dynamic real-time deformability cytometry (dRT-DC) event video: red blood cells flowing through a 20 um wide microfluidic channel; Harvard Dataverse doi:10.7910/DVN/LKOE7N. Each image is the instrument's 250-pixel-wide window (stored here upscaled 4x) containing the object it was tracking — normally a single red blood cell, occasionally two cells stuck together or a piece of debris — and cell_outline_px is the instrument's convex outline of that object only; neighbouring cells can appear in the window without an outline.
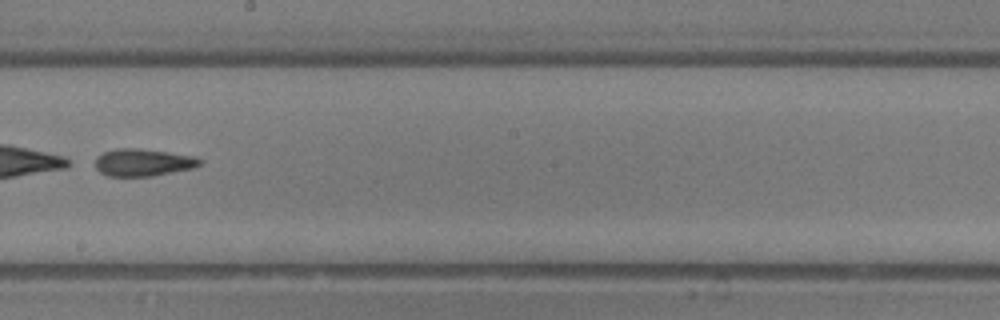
{"species": "common noctule bat (a hibernating species)", "species_latin": "Nyctalus noctula", "temperature_condition": "room temperature", "stored_images_in_passage": 26, "segment_of_instrument_passage": [2, 2], "camera_frame_rate_fps": 3000, "um_per_image_px": 0.085, "animal": {"sex": "male", "body_mass_g": 13.3}, "frame": {"image": 1, "passage_image": 12, "time_ms": 3.667, "image_size_px": [1000, 320], "cell_outline_px": [[200, 164], [188, 168], [140, 176], [116, 176], [104, 172], [96, 164], [96, 160], [100, 156], [108, 152], [160, 152], [200, 160]], "centroid_in_image_um": [12.12, 13.87], "position_along_channel_um": 236.1, "area_um2": 13.7}}